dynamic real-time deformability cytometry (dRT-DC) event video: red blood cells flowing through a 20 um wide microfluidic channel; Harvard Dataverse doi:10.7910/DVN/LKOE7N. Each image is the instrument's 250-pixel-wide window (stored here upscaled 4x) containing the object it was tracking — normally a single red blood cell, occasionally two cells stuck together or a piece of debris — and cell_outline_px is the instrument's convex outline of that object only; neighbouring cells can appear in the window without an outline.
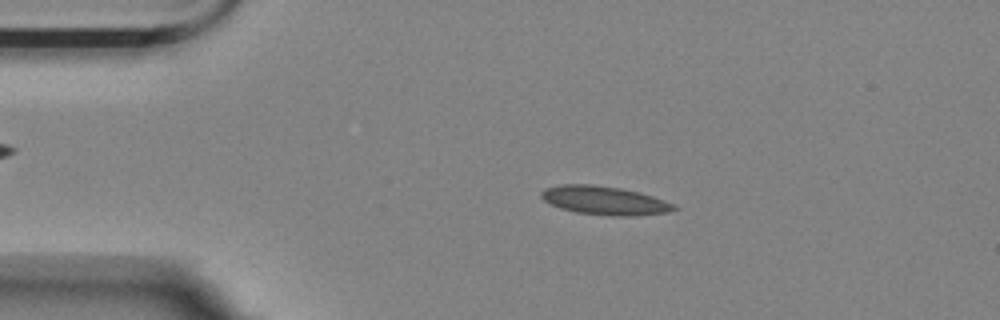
{"species": "Egyptian fruit bat (a non-hibernating species)", "species_latin": "Rousettus aegyptiacus", "temperature_condition": "room temperature", "stored_images_in_passage": 4, "camera_frame_rate_fps": 3000, "um_per_image_px": 0.085, "animal": {"sex": "female"}, "frame": {"image": 1, "passage_image": 2, "time_ms": 0.333, "image_size_px": [1000, 320], "cell_outline_px": [[680, 208], [668, 212], [632, 216], [612, 216], [576, 212], [560, 208], [544, 200], [540, 196], [540, 192], [544, 188], [560, 184], [592, 184], [620, 188], [640, 192], [676, 204]], "centroid_in_image_um": [51.39, 17.03], "position_along_channel_um": 33.6, "area_um2": 22.25}}
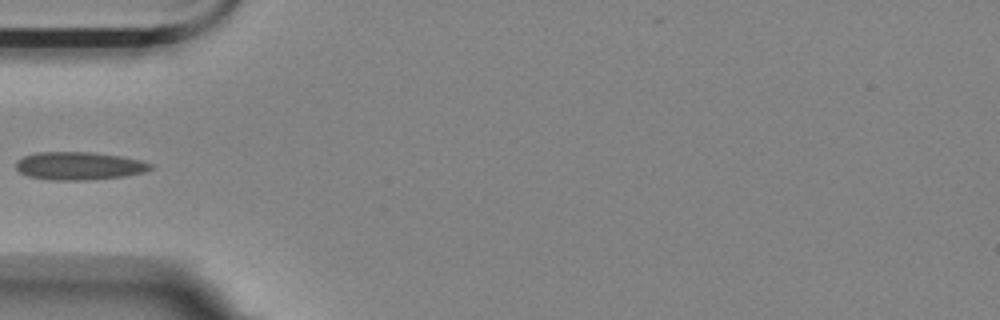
{"frame": {"image": 2, "passage_image": 4, "time_ms": 1.0, "image_size_px": [1000, 320], "cell_outline_px": [[152, 168], [144, 172], [124, 176], [84, 180], [52, 180], [28, 176], [20, 172], [16, 168], [16, 160], [24, 156], [36, 152], [92, 152], [120, 156], [140, 160], [152, 164]], "centroid_in_image_um": [6.7, 14.09], "position_along_channel_um": 78.3, "area_um2": 21.85}}